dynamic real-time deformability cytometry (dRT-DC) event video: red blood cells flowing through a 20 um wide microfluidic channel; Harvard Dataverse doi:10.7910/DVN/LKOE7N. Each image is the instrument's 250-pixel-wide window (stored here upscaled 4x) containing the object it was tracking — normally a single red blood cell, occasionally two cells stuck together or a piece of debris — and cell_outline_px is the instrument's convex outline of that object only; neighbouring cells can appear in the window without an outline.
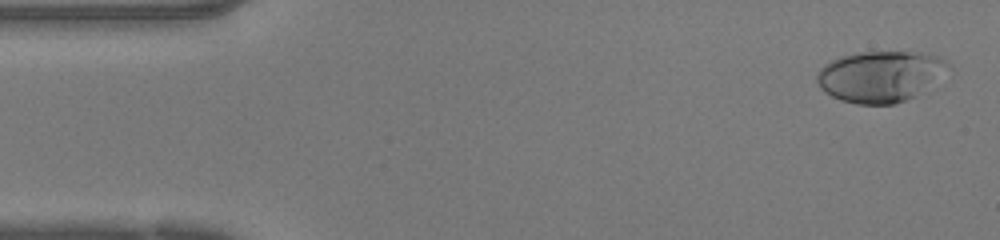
{"species": "human", "species_latin": "Homo sapiens", "temperature_condition": "warm", "stored_images_in_passage": 47, "camera_frame_rate_fps": 3000, "um_per_image_px": 0.085, "donor": {"sex": "female"}, "frame": {"image": 1, "passage_image": 2, "time_ms": 0.333, "image_size_px": [1000, 240], "cell_outline_px": [[952, 68], [912, 96], [904, 100], [892, 104], [856, 104], [840, 100], [824, 92], [820, 88], [816, 80], [816, 76], [820, 68], [824, 64], [840, 56], [860, 52], [924, 52], [940, 56]], "centroid_in_image_um": [74.78, 6.47], "position_along_channel_um": 10.2, "area_um2": 38.78}}
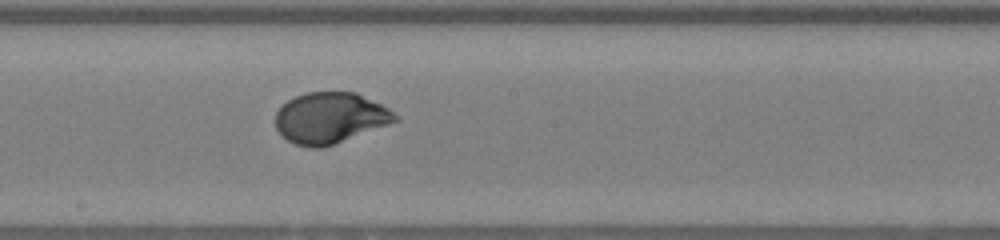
{"frame": {"image": 2, "passage_image": 25, "time_ms": 8.0, "image_size_px": [1000, 240], "cell_outline_px": [[400, 120], [332, 144], [320, 148], [308, 148], [296, 144], [288, 140], [276, 128], [276, 112], [288, 100], [296, 96], [308, 92], [356, 92], [388, 108], [400, 116]], "centroid_in_image_um": [28.07, 10.01], "position_along_channel_um": 220.1, "area_um2": 35.08}}
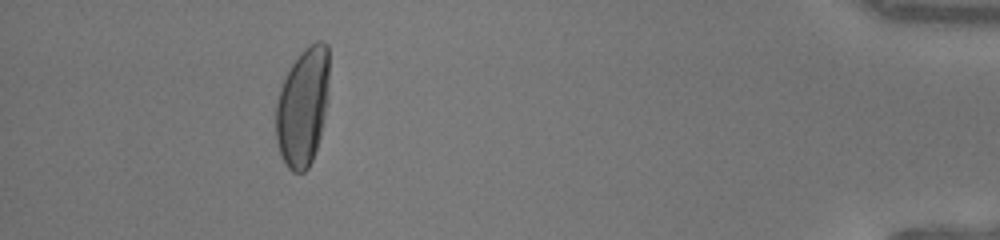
{"frame": {"image": 3, "passage_image": 43, "time_ms": 14.0, "image_size_px": [1000, 240], "cell_outline_px": [[328, 96], [320, 136], [312, 160], [308, 168], [304, 172], [292, 172], [288, 168], [280, 152], [276, 140], [276, 104], [280, 88], [284, 76], [288, 68], [300, 52], [308, 44], [316, 40], [320, 40], [328, 44]], "centroid_in_image_um": [25.73, 9.02], "position_along_channel_um": 409.5, "area_um2": 36.99}, "authors_computed_cell_mechanics": {"area_um2": 35.3736, "velocity_mm_per_s": 4.2409, "shape_relaxation_time_tau1_ms": 4.0427, "shape_relaxation_time_tau2_ms": null, "deformation_change_tau1": 0.2172, "deformation_change_tau2": null}}